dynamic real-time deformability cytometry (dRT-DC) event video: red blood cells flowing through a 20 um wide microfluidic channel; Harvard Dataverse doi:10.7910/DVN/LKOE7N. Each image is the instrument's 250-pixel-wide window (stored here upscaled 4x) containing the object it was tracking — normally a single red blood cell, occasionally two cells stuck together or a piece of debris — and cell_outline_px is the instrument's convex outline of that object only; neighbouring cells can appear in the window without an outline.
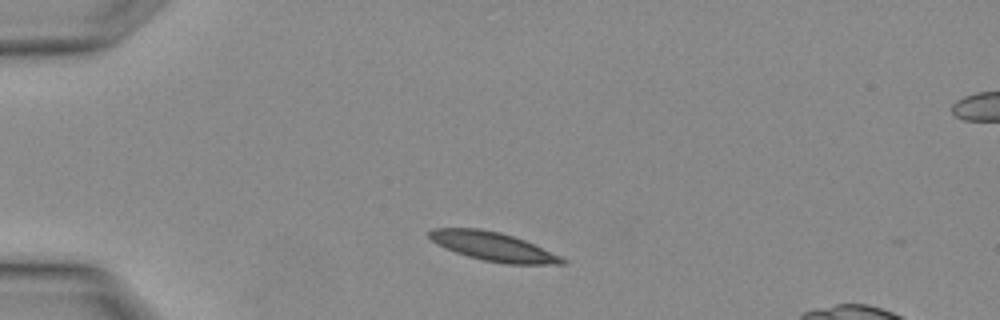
{"species": "Egyptian fruit bat (a non-hibernating species)", "species_latin": "Rousettus aegyptiacus", "temperature_condition": "warm", "stored_images_in_passage": 3, "camera_frame_rate_fps": 3000, "um_per_image_px": 0.085, "animal": {"sex": "female"}, "frame": {"image": 1, "passage_image": 1, "time_ms": 0.0, "image_size_px": [1000, 320], "cell_outline_px": [[568, 260], [564, 264], [508, 264], [484, 260], [468, 256], [456, 252], [436, 244], [428, 236], [428, 232], [432, 228], [480, 228], [500, 232], [524, 240], [560, 256]], "centroid_in_image_um": [41.89, 20.95], "position_along_channel_um": 43.1, "area_um2": 22.08}}